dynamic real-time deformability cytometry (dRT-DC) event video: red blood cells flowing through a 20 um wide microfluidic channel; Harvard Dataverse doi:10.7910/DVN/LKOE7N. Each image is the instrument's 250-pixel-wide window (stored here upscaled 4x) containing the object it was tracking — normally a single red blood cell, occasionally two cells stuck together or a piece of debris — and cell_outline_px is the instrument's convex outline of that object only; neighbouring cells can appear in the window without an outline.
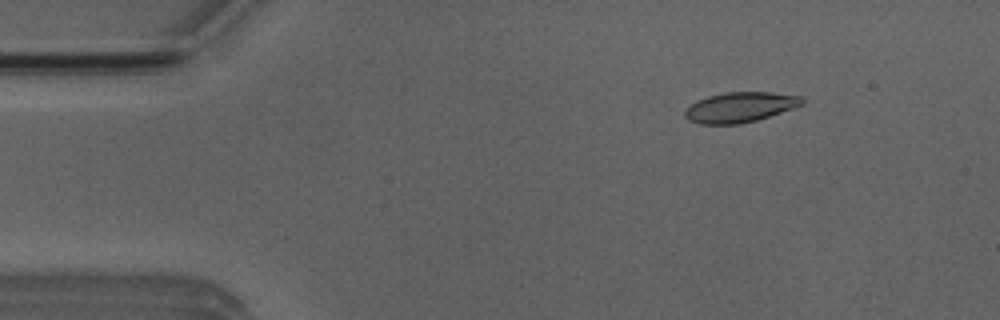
{"species": "Egyptian fruit bat (a non-hibernating species)", "species_latin": "Rousettus aegyptiacus", "temperature_condition": "room temperature", "stored_images_in_passage": 4, "camera_frame_rate_fps": 3000, "um_per_image_px": 0.085, "animal": {"sex": "male"}, "frame": {"image": 1, "passage_image": 2, "time_ms": 1.0, "image_size_px": [1000, 320], "cell_outline_px": [[804, 104], [756, 120], [740, 124], [700, 124], [688, 120], [684, 116], [684, 108], [696, 100], [708, 96], [724, 92], [772, 92], [800, 96], [804, 100]], "centroid_in_image_um": [62.84, 9.11], "position_along_channel_um": 22.2, "area_um2": 20.63}}